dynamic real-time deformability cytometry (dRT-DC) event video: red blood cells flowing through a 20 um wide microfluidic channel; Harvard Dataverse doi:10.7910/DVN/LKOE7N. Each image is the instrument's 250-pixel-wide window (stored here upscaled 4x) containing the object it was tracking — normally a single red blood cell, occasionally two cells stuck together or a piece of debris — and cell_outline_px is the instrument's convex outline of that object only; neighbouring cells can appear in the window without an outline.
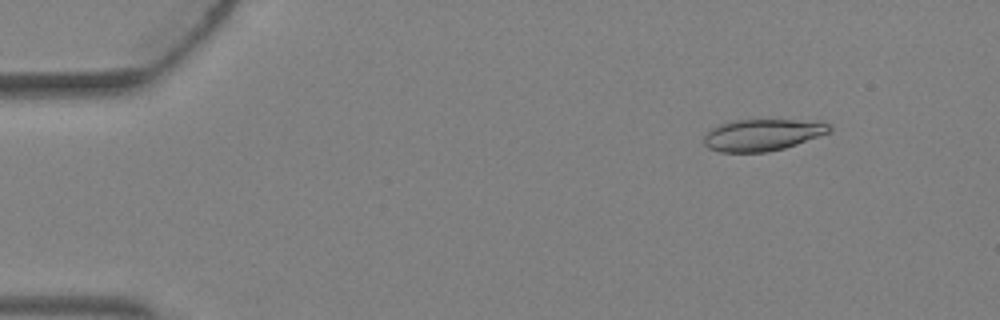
{"species": "Egyptian fruit bat (a non-hibernating species)", "species_latin": "Rousettus aegyptiacus", "temperature_condition": "warm", "stored_images_in_passage": 2, "segment_of_instrument_passage": [2, 2], "camera_frame_rate_fps": 3000, "um_per_image_px": 0.085, "animal": {"sex": "female"}, "frame": {"image": 1, "passage_image": 2, "time_ms": 0.333, "image_size_px": [1000, 320], "cell_outline_px": [[832, 132], [784, 148], [768, 152], [720, 152], [708, 148], [704, 144], [704, 136], [712, 128], [720, 124], [736, 120], [792, 120], [832, 124]], "centroid_in_image_um": [64.8, 11.48], "position_along_channel_um": 20.2, "area_um2": 23.0}}